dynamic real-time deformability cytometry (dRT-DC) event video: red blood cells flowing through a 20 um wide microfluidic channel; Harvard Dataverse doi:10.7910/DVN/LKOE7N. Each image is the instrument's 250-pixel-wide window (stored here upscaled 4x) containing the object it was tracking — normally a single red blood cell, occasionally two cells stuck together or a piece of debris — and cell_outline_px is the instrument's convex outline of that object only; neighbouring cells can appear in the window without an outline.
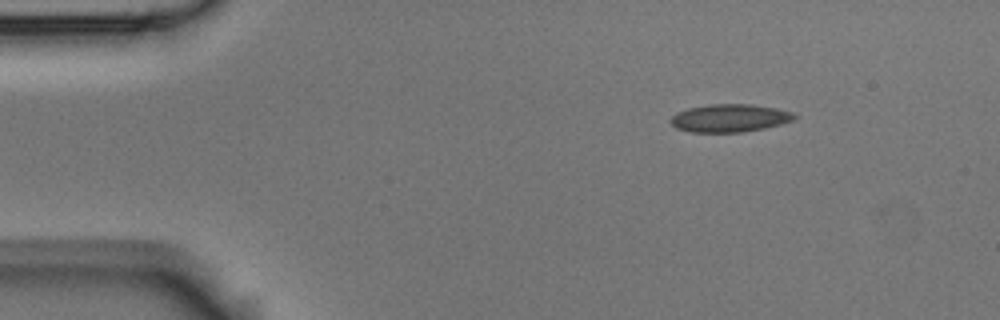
{"species": "Egyptian fruit bat (a non-hibernating species)", "species_latin": "Rousettus aegyptiacus", "temperature_condition": "room temperature", "stored_images_in_passage": 3, "camera_frame_rate_fps": 3000, "um_per_image_px": 0.085, "animal": {"sex": "male"}, "frame": {"image": 1, "passage_image": 1, "time_ms": 0.0, "image_size_px": [1000, 320], "cell_outline_px": [[796, 116], [792, 120], [780, 124], [764, 128], [740, 132], [692, 132], [676, 128], [668, 120], [676, 112], [688, 108], [708, 104], [752, 104], [776, 108], [792, 112]], "centroid_in_image_um": [61.98, 10.03], "position_along_channel_um": 23.0, "area_um2": 20.06}}
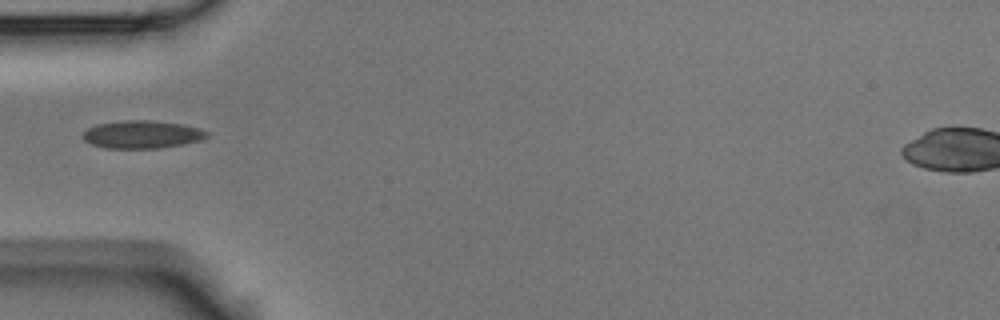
{"frame": {"image": 2, "passage_image": 3, "time_ms": 0.667, "image_size_px": [1000, 320], "cell_outline_px": [[208, 136], [200, 140], [184, 144], [160, 148], [104, 148], [92, 144], [84, 140], [80, 136], [88, 128], [96, 124], [124, 120], [148, 120], [184, 124], [200, 128], [208, 132]], "centroid_in_image_um": [12.07, 11.42], "position_along_channel_um": 72.9, "area_um2": 20.23}}